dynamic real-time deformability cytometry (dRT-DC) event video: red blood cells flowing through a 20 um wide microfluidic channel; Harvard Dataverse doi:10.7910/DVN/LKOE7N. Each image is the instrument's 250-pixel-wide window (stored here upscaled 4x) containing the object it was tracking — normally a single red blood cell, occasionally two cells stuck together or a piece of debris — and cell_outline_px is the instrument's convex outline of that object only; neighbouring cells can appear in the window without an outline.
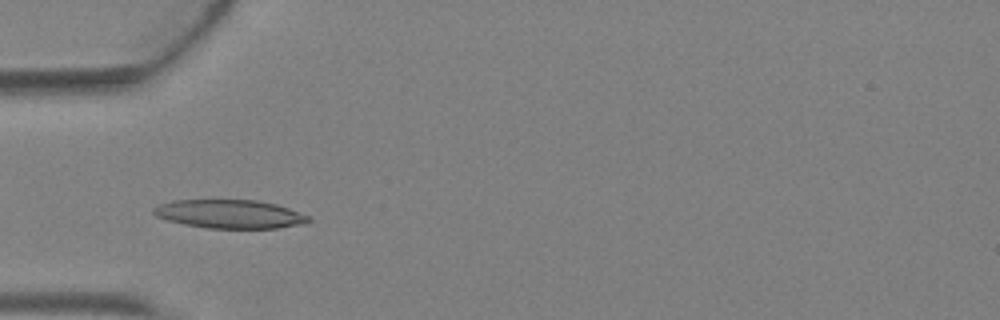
{"species": "Egyptian fruit bat (a non-hibernating species)", "species_latin": "Rousettus aegyptiacus", "temperature_condition": "warm", "stored_images_in_passage": 4, "camera_frame_rate_fps": 3000, "um_per_image_px": 0.085, "animal": {"sex": "female"}, "frame": {"image": 1, "passage_image": 3, "time_ms": 0.667, "image_size_px": [1000, 320], "cell_outline_px": [[312, 220], [308, 224], [280, 228], [208, 228], [184, 224], [168, 220], [156, 216], [152, 212], [152, 208], [160, 204], [172, 200], [256, 200], [276, 204], [288, 208], [308, 216]], "centroid_in_image_um": [19.55, 18.2], "position_along_channel_um": 65.4, "area_um2": 25.89}}
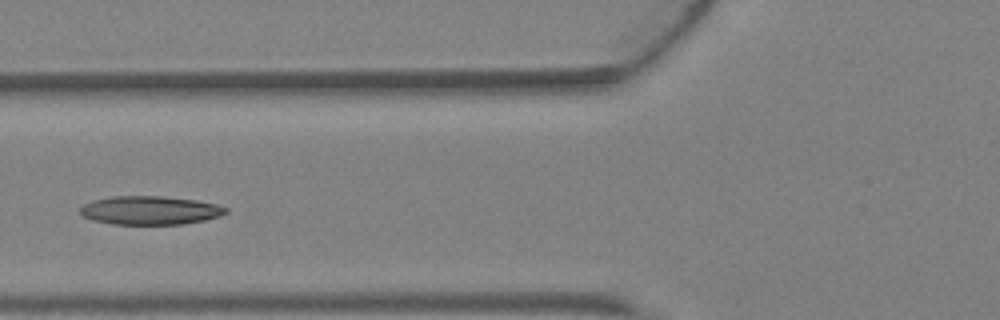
{"frame": {"image": 2, "passage_image": 4, "time_ms": 1.0, "image_size_px": [1000, 320], "cell_outline_px": [[228, 212], [220, 216], [204, 220], [180, 224], [112, 224], [92, 220], [84, 216], [80, 212], [80, 208], [84, 204], [92, 200], [112, 196], [160, 196], [196, 200], [216, 204], [228, 208]], "centroid_in_image_um": [12.75, 17.87], "position_along_channel_um": 113.1, "area_um2": 24.22}}